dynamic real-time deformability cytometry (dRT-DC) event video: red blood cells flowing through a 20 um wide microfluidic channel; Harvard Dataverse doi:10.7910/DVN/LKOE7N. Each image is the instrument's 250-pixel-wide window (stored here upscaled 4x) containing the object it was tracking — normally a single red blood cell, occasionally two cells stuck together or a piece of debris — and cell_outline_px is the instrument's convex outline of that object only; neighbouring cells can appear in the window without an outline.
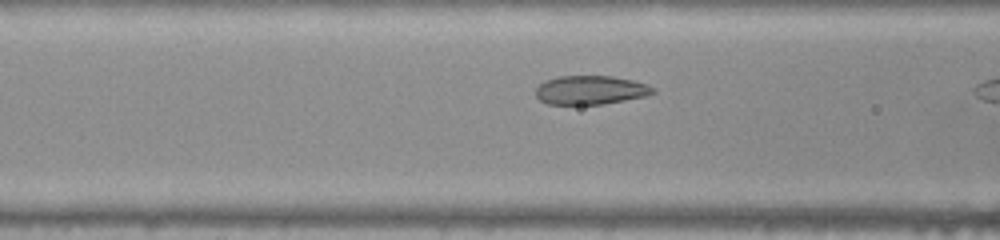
{"species": "common noctule bat (a hibernating species)", "species_latin": "Nyctalus noctula", "temperature_condition": "warm", "stored_images_in_passage": 8, "camera_frame_rate_fps": 3000, "um_per_image_px": 0.085, "animal": {"sex": "female", "body_mass_g": 22.0, "forearm_length_mm": 56.7}, "frame": {"image": 1, "passage_image": 7, "time_ms": 2.0, "image_size_px": [1000, 240], "cell_outline_px": [[656, 92], [648, 96], [604, 104], [548, 104], [540, 100], [536, 96], [536, 88], [544, 80], [560, 76], [612, 76], [632, 80], [648, 84], [656, 88]], "centroid_in_image_um": [50.24, 7.65], "position_along_channel_um": 116.4, "area_um2": 19.88}}